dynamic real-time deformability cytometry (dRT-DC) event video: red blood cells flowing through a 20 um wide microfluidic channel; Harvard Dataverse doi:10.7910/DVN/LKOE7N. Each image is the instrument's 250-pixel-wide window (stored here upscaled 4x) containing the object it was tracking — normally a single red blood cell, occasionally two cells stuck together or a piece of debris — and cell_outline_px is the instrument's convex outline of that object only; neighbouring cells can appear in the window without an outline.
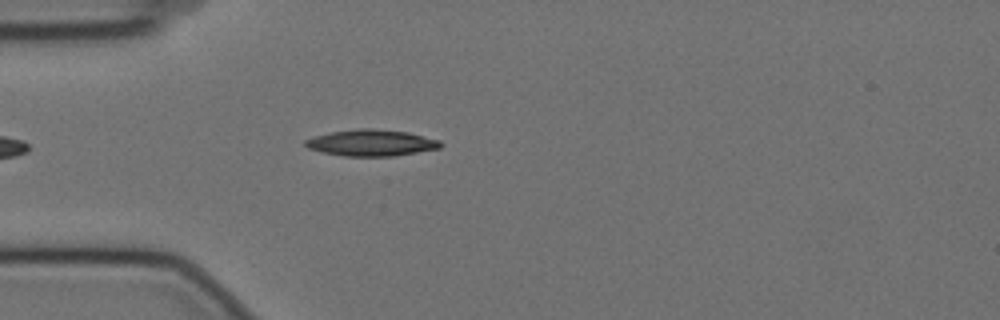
{"species": "Egyptian fruit bat (a non-hibernating species)", "species_latin": "Rousettus aegyptiacus", "temperature_condition": "cold", "stored_images_in_passage": 11, "camera_frame_rate_fps": 3000, "um_per_image_px": 0.085, "animal": {"sex": "female"}, "frame": {"image": 1, "passage_image": 7, "time_ms": 2.0, "image_size_px": [1000, 320], "cell_outline_px": [[444, 144], [440, 148], [396, 156], [344, 156], [324, 152], [308, 148], [304, 144], [304, 140], [316, 136], [332, 132], [360, 128], [372, 128], [408, 132], [440, 140]], "centroid_in_image_um": [31.61, 12.14], "position_along_channel_um": 53.4, "area_um2": 20.75}}
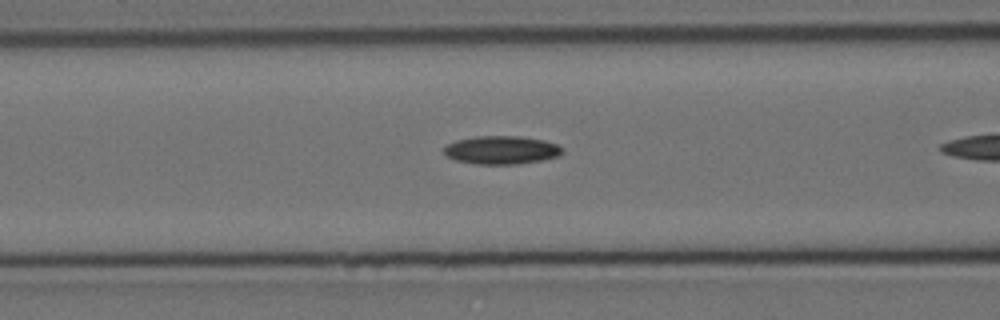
{"frame": {"image": 2, "passage_image": 10, "time_ms": 3.0, "image_size_px": [1000, 320], "cell_outline_px": [[564, 152], [560, 156], [540, 160], [516, 164], [476, 164], [456, 160], [448, 156], [444, 152], [444, 148], [448, 144], [456, 140], [476, 136], [520, 136], [544, 140], [556, 144], [564, 148]], "centroid_in_image_um": [42.66, 12.74], "position_along_channel_um": 123.9, "area_um2": 19.48}}